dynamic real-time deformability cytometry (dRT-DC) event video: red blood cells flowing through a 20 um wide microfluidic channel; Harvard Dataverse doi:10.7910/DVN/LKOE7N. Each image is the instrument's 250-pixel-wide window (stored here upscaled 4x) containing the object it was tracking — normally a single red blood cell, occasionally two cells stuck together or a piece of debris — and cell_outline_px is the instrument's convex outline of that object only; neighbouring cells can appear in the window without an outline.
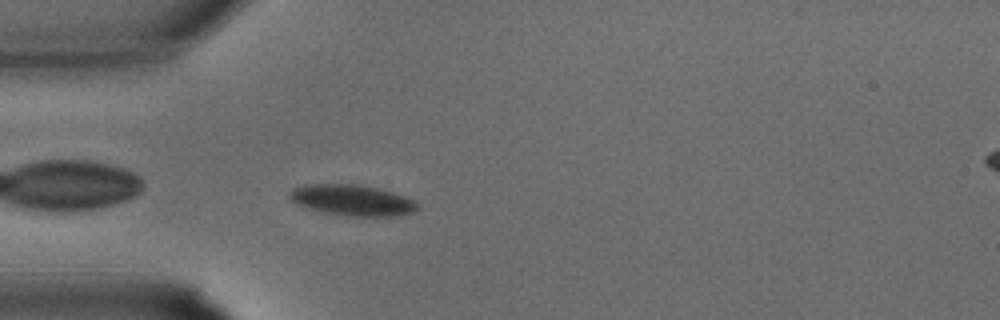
{"species": "common noctule bat (a hibernating species)", "species_latin": "Nyctalus noctula", "temperature_condition": "warm", "stored_images_in_passage": 25, "camera_frame_rate_fps": 3000, "um_per_image_px": 0.085, "animal": {"sex": "male", "body_mass_g": 15.6}, "frame": {"image": 1, "passage_image": 1, "time_ms": 0.0, "image_size_px": [1000, 320], "cell_outline_px": [[420, 208], [412, 212], [392, 216], [352, 216], [328, 212], [312, 208], [300, 204], [292, 200], [288, 196], [288, 192], [296, 188], [308, 184], [356, 184], [376, 188], [392, 192], [416, 200], [420, 204]], "centroid_in_image_um": [30.02, 17.0], "position_along_channel_um": 55.0, "area_um2": 22.54}}
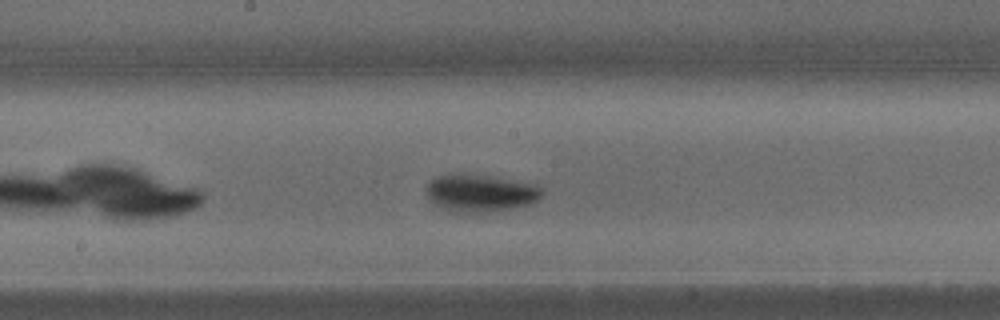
{"frame": {"image": 2, "passage_image": 9, "time_ms": 2.667, "image_size_px": [1000, 320], "cell_outline_px": [[544, 192], [532, 204], [512, 208], [488, 212], [448, 212], [436, 204], [428, 196], [424, 188], [436, 176], [488, 176], [536, 184]], "centroid_in_image_um": [40.86, 16.45], "position_along_channel_um": 207.3, "area_um2": 24.57}}
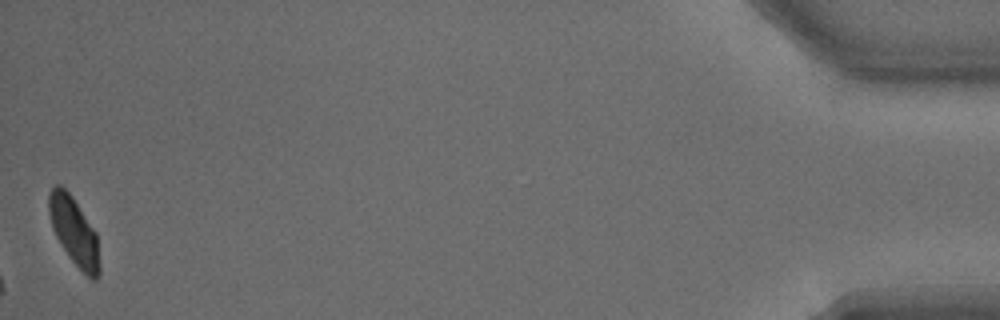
{"frame": {"image": 3, "passage_image": 25, "time_ms": 8.0, "image_size_px": [1000, 320], "cell_outline_px": [[100, 272], [96, 280], [92, 280], [72, 260], [56, 236], [52, 228], [48, 212], [48, 192], [56, 184], [60, 184], [72, 196], [96, 232], [100, 268]], "centroid_in_image_um": [6.28, 19.63], "position_along_channel_um": 428.9, "area_um2": 19.83}}